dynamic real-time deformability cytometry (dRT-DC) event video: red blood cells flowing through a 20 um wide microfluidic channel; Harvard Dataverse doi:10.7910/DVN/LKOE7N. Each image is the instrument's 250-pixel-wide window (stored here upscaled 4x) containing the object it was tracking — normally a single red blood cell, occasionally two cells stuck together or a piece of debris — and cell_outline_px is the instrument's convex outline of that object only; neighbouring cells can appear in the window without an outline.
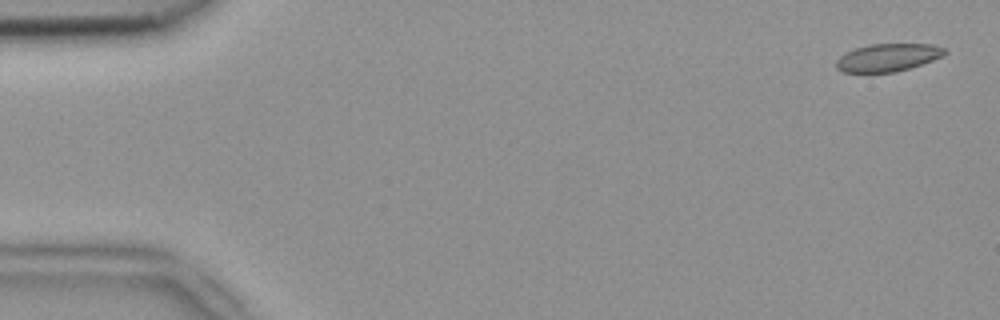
{"species": "common noctule bat (a hibernating species)", "species_latin": "Nyctalus noctula", "temperature_condition": "room temperature", "stored_images_in_passage": 6, "camera_frame_rate_fps": 3000, "um_per_image_px": 0.085, "animal": {"sex": "female", "body_mass_g": 18.4}, "frame": {"image": 1, "passage_image": 1, "time_ms": 0.0, "image_size_px": [1000, 320], "cell_outline_px": [[948, 52], [944, 56], [896, 72], [844, 72], [836, 68], [836, 60], [840, 56], [856, 48], [868, 44], [932, 44], [948, 48]], "centroid_in_image_um": [75.51, 4.88], "position_along_channel_um": 9.5, "area_um2": 17.51}}
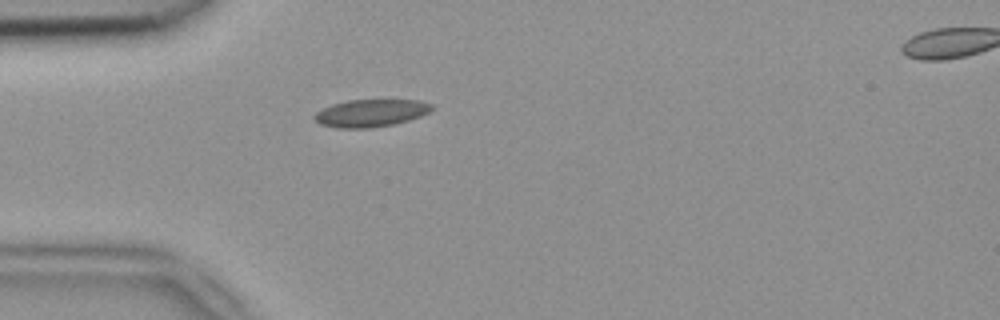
{"frame": {"image": 2, "passage_image": 5, "time_ms": 1.333, "image_size_px": [1000, 320], "cell_outline_px": [[436, 108], [420, 116], [408, 120], [392, 124], [368, 128], [336, 128], [320, 124], [312, 116], [316, 112], [332, 104], [348, 100], [420, 100], [432, 104]], "centroid_in_image_um": [31.52, 9.6], "position_along_channel_um": 53.5, "area_um2": 18.73}}